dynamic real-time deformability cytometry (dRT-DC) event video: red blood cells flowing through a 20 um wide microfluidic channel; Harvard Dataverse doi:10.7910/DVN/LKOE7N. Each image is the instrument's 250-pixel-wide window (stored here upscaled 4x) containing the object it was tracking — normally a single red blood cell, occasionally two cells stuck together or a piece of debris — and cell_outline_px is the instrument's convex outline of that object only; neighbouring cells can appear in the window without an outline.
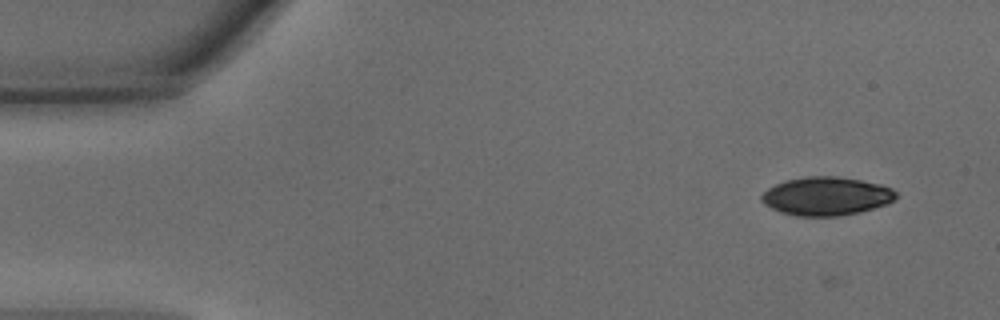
{"species": "common noctule bat (a hibernating species)", "species_latin": "Nyctalus noctula", "temperature_condition": "warm", "stored_images_in_passage": 16, "camera_frame_rate_fps": 3000, "um_per_image_px": 0.085, "animal": {"sex": "male", "body_mass_g": 15.6}, "frame": {"image": 1, "passage_image": 6, "time_ms": 1.667, "image_size_px": [1000, 320], "cell_outline_px": [[896, 196], [888, 204], [860, 212], [836, 216], [796, 216], [780, 212], [764, 204], [760, 200], [760, 196], [768, 188], [784, 180], [804, 176], [836, 176], [860, 180], [880, 184], [892, 188], [896, 192]], "centroid_in_image_um": [70.21, 16.67], "position_along_channel_um": 14.8, "area_um2": 30.23}}
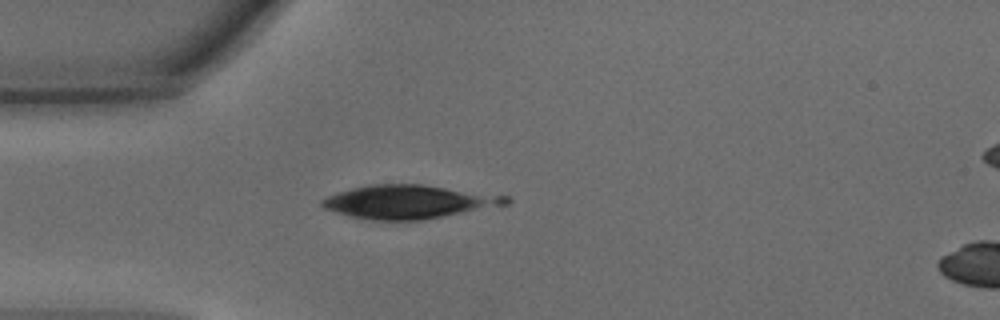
{"frame": {"image": 2, "passage_image": 15, "time_ms": 4.667, "image_size_px": [1000, 320], "cell_outline_px": [[512, 200], [508, 204], [420, 220], [372, 220], [352, 216], [336, 212], [324, 208], [320, 204], [320, 200], [328, 196], [352, 188], [372, 184], [424, 184], [508, 196]], "centroid_in_image_um": [34.74, 17.14], "position_along_channel_um": 50.3, "area_um2": 35.55}}